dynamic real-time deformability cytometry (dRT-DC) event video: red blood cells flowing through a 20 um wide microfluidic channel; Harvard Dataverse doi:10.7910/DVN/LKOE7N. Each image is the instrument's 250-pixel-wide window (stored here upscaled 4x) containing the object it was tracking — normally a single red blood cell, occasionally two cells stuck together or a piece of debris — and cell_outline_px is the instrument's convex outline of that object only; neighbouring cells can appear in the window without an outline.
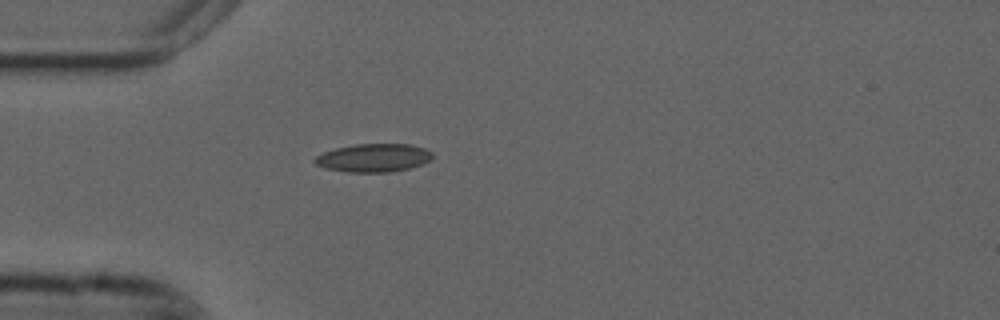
{"species": "common noctule bat (a hibernating species)", "species_latin": "Nyctalus noctula", "temperature_condition": "cold", "stored_images_in_passage": 40, "camera_frame_rate_fps": 3000, "um_per_image_px": 0.085, "animal": {"sex": "male", "forearm_length_mm": 52.5}, "frame": {"image": 1, "passage_image": 1, "time_ms": 0.0, "image_size_px": [1000, 320], "cell_outline_px": [[432, 160], [408, 168], [388, 172], [348, 172], [324, 168], [316, 164], [312, 160], [316, 156], [324, 152], [336, 148], [356, 144], [408, 144], [424, 148], [432, 152]], "centroid_in_image_um": [31.73, 13.41], "position_along_channel_um": 53.3, "area_um2": 19.25}}
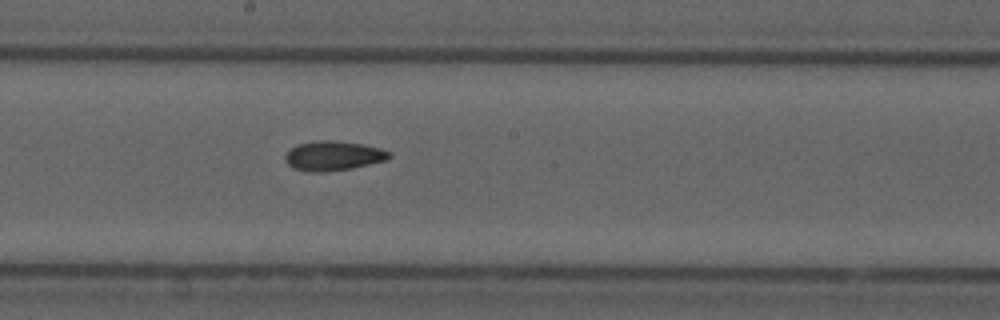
{"frame": {"image": 2, "passage_image": 15, "time_ms": 4.667, "image_size_px": [1000, 320], "cell_outline_px": [[392, 156], [388, 160], [352, 168], [324, 172], [308, 172], [292, 168], [284, 160], [284, 156], [296, 144], [316, 140], [336, 140], [360, 144], [380, 148], [392, 152]], "centroid_in_image_um": [28.33, 13.24], "position_along_channel_um": 219.9, "area_um2": 18.15}}
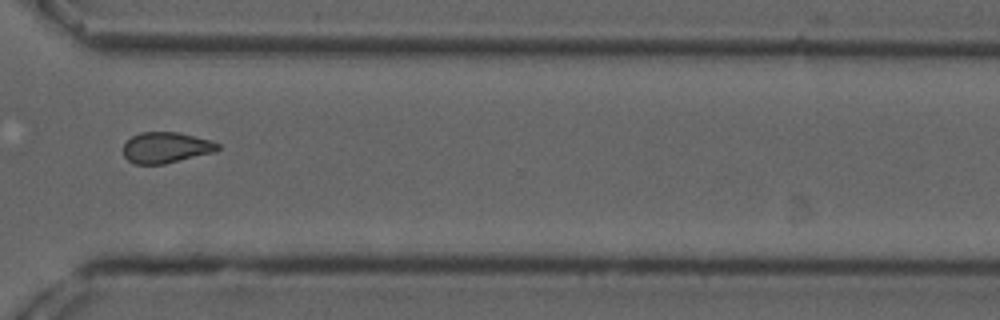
{"frame": {"image": 3, "passage_image": 26, "time_ms": 8.333, "image_size_px": [1000, 320], "cell_outline_px": [[220, 148], [216, 152], [164, 164], [136, 164], [128, 160], [124, 156], [124, 144], [132, 136], [140, 132], [176, 132], [212, 140], [220, 144]], "centroid_in_image_um": [14.14, 12.54], "position_along_channel_um": 356.5, "area_um2": 17.05}, "authors_computed_cell_mechanics": {"area_um2": 17.4556, "velocity_mm_per_s": 3.7312, "shape_relaxation_time_tau1_ms": null, "shape_relaxation_time_tau2_ms": 4.5361, "deformation_change_tau1": null, "deformation_change_tau2": 0.1172}}